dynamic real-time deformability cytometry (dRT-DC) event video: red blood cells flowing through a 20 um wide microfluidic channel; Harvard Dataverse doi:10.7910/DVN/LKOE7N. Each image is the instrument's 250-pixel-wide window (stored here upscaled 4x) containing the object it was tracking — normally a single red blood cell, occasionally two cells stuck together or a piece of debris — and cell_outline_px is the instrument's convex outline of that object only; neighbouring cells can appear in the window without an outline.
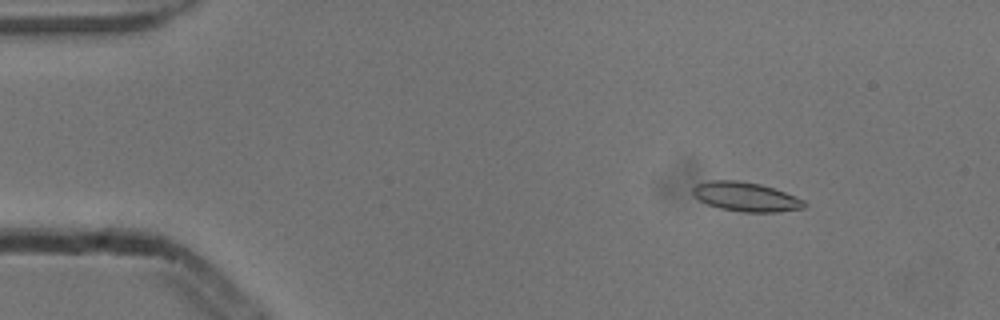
{"species": "common noctule bat (a hibernating species)", "species_latin": "Nyctalus noctula", "temperature_condition": "cold", "stored_images_in_passage": 4, "camera_frame_rate_fps": 3000, "um_per_image_px": 0.085, "animal": {"sex": "male", "body_mass_g": 13.3}, "frame": {"image": 1, "passage_image": 2, "time_ms": 0.333, "image_size_px": [1000, 320], "cell_outline_px": [[808, 204], [804, 208], [780, 212], [740, 212], [720, 208], [708, 204], [700, 200], [692, 192], [692, 188], [696, 184], [708, 180], [736, 180], [760, 184], [784, 192], [804, 200]], "centroid_in_image_um": [63.4, 16.73], "position_along_channel_um": 21.6, "area_um2": 18.96}}